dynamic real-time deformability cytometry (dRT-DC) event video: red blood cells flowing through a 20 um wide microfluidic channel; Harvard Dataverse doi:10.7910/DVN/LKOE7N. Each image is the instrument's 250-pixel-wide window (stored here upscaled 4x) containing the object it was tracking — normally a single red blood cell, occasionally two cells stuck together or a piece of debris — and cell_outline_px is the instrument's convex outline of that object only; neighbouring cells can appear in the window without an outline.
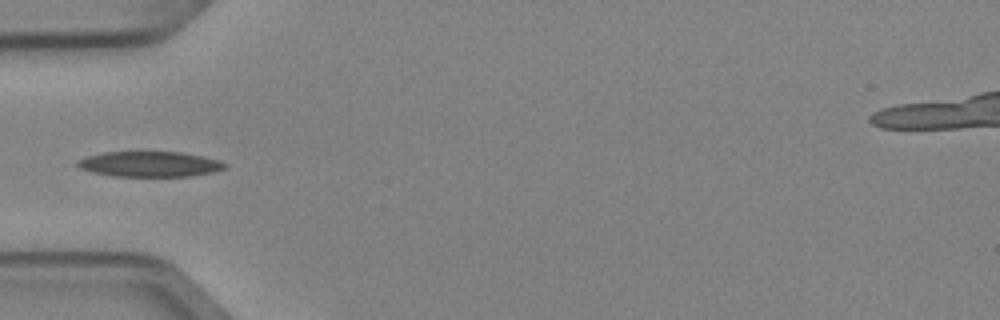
{"species": "Egyptian fruit bat (a non-hibernating species)", "species_latin": "Rousettus aegyptiacus", "temperature_condition": "cold", "stored_images_in_passage": 5, "camera_frame_rate_fps": 3000, "um_per_image_px": 0.085, "animal": {"sex": "female"}, "frame": {"image": 1, "passage_image": 4, "time_ms": 1.0, "image_size_px": [1000, 320], "cell_outline_px": [[228, 164], [224, 168], [212, 172], [192, 176], [112, 176], [92, 172], [80, 168], [76, 164], [76, 160], [88, 156], [104, 152], [180, 152], [200, 156], [216, 160]], "centroid_in_image_um": [12.68, 13.95], "position_along_channel_um": 72.3, "area_um2": 21.56}}
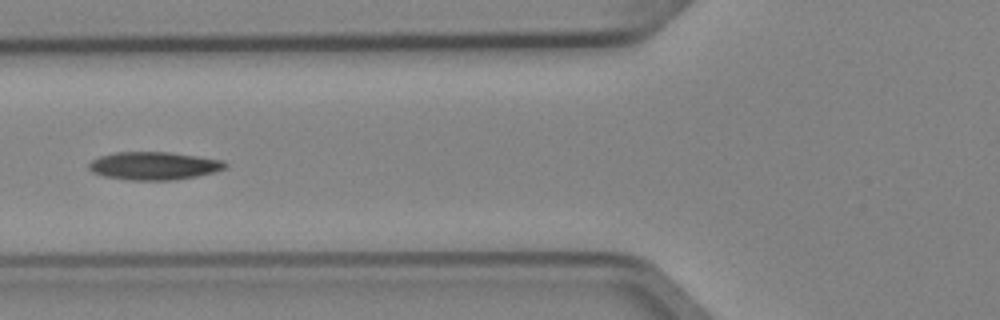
{"frame": {"image": 2, "passage_image": 5, "time_ms": 1.333, "image_size_px": [1000, 320], "cell_outline_px": [[228, 164], [224, 168], [212, 172], [196, 176], [176, 180], [128, 180], [104, 176], [92, 172], [88, 168], [88, 164], [92, 160], [100, 156], [116, 152], [168, 152], [224, 160]], "centroid_in_image_um": [13.06, 14.09], "position_along_channel_um": 112.7, "area_um2": 22.14}}